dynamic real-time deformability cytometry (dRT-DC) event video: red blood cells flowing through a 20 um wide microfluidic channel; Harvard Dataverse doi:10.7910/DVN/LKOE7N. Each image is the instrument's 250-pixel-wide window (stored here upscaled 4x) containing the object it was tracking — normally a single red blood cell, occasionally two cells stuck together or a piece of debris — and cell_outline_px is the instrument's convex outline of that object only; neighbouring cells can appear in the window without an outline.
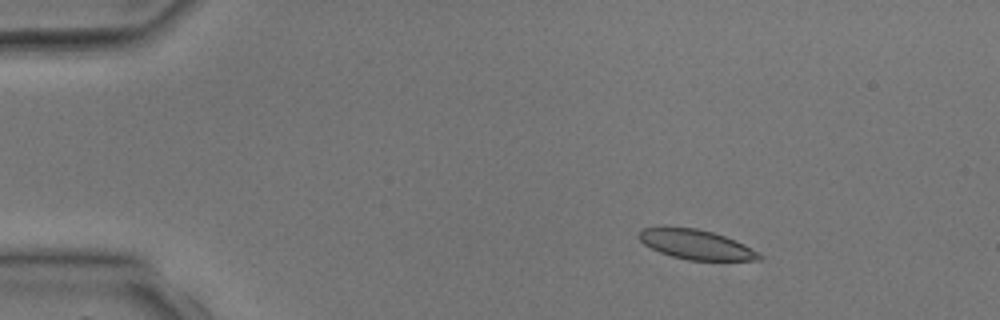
{"species": "common noctule bat (a hibernating species)", "species_latin": "Nyctalus noctula", "temperature_condition": "room temperature", "stored_images_in_passage": 3, "camera_frame_rate_fps": 3000, "um_per_image_px": 0.085, "animal": {"sex": "male", "body_mass_g": 17.9, "forearm_length_mm": 54.2}, "frame": {"image": 1, "passage_image": 1, "time_ms": 0.0, "image_size_px": [1000, 320], "cell_outline_px": [[764, 256], [760, 260], [688, 260], [672, 256], [660, 252], [644, 244], [636, 236], [644, 228], [664, 224], [696, 228], [712, 232], [724, 236], [744, 244]], "centroid_in_image_um": [59.1, 20.74], "position_along_channel_um": 25.9, "area_um2": 21.1}}
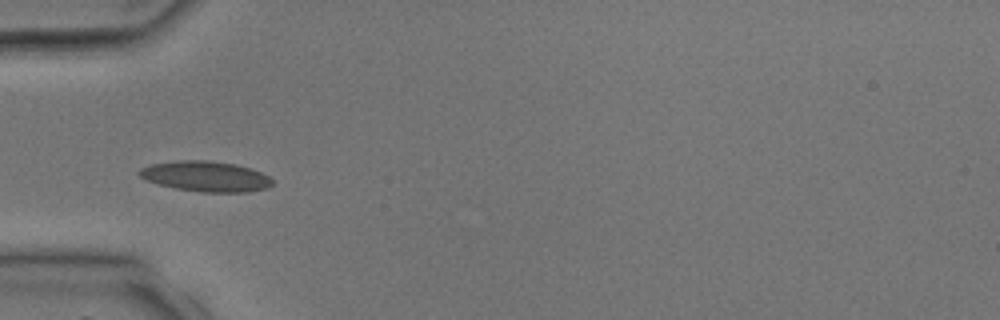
{"frame": {"image": 2, "passage_image": 3, "time_ms": 2.333, "image_size_px": [1000, 320], "cell_outline_px": [[272, 184], [268, 188], [248, 192], [200, 192], [176, 188], [160, 184], [148, 180], [140, 176], [136, 172], [140, 168], [148, 164], [180, 160], [204, 160], [236, 164], [252, 168], [268, 176], [272, 180]], "centroid_in_image_um": [17.49, 14.98], "position_along_channel_um": 67.5, "area_um2": 23.58}}